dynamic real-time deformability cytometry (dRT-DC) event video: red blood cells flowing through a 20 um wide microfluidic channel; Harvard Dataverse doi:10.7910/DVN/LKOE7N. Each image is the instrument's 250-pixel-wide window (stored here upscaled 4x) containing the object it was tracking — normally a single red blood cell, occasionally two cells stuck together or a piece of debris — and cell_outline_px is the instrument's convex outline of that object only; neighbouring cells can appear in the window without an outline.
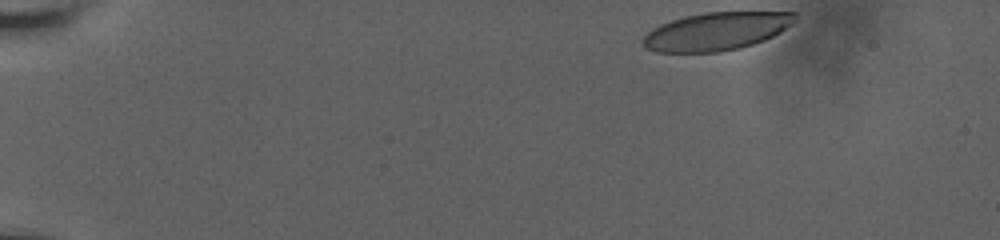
{"species": "human", "species_latin": "Homo sapiens", "temperature_condition": "room temperature", "stored_images_in_passage": 45, "camera_frame_rate_fps": 3000, "um_per_image_px": 0.085, "donor": {"sex": "male"}, "frame": {"image": 1, "passage_image": 1, "time_ms": 0.0, "image_size_px": [1000, 240], "cell_outline_px": [[796, 20], [792, 24], [780, 32], [764, 40], [740, 48], [720, 52], [656, 52], [648, 48], [640, 40], [652, 28], [660, 24], [684, 16], [704, 12], [796, 12]], "centroid_in_image_um": [60.88, 2.66], "position_along_channel_um": 24.1, "area_um2": 33.64}}
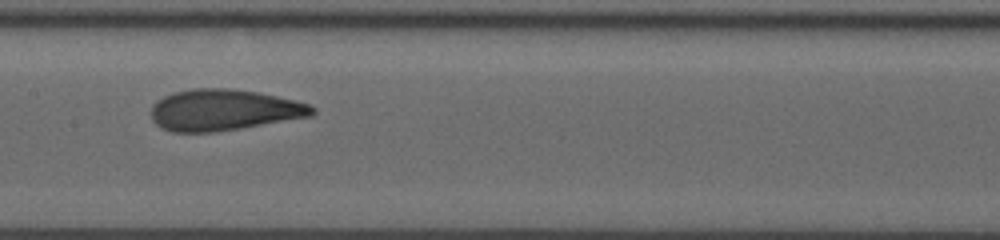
{"frame": {"image": 2, "passage_image": 25, "time_ms": 8.0, "image_size_px": [1000, 240], "cell_outline_px": [[316, 112], [312, 116], [216, 132], [172, 132], [160, 128], [152, 120], [152, 104], [156, 100], [164, 96], [176, 92], [192, 88], [228, 88], [256, 92], [296, 100], [308, 104], [316, 108]], "centroid_in_image_um": [19.01, 9.35], "position_along_channel_um": 188.4, "area_um2": 38.73}}
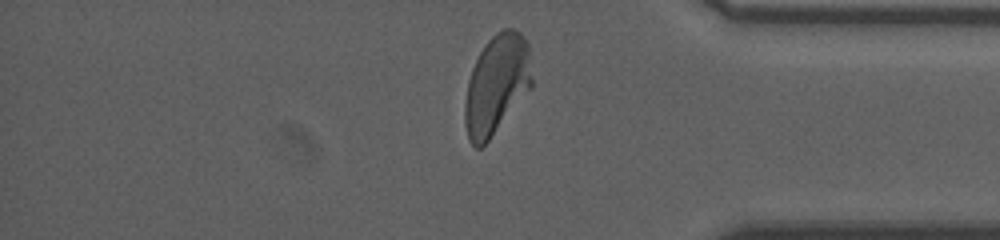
{"frame": {"image": 3, "passage_image": 43, "time_ms": 14.0, "image_size_px": [1000, 240], "cell_outline_px": [[532, 88], [488, 140], [480, 148], [476, 148], [468, 140], [464, 124], [464, 104], [468, 80], [472, 68], [484, 44], [496, 32], [504, 28], [512, 28], [520, 32], [524, 36], [528, 44], [532, 80]], "centroid_in_image_um": [42.2, 7.18], "position_along_channel_um": 393.0, "area_um2": 39.02}, "authors_computed_cell_mechanics": {"area_um2": 37.9168, "velocity_mm_per_s": 3.6277, "shape_relaxation_time_tau1_ms": 7.0798, "shape_relaxation_time_tau2_ms": 0.9384, "deformation_change_tau1": 0.2212, "deformation_change_tau2": 0.0772}}